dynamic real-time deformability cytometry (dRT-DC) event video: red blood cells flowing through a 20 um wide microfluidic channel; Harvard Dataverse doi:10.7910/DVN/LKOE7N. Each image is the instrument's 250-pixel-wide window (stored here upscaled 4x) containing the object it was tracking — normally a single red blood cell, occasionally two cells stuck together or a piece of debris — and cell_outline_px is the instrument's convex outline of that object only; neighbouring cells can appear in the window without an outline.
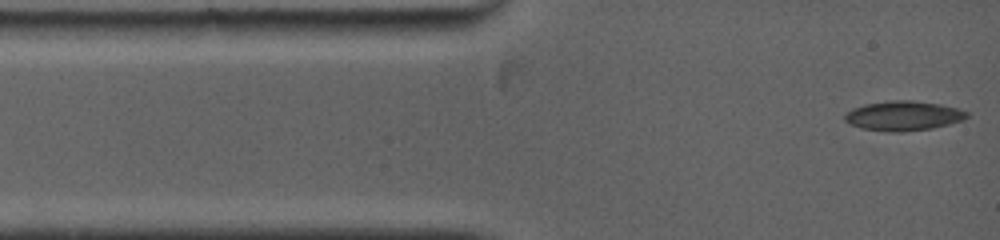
{"species": "common noctule bat (a hibernating species)", "species_latin": "Nyctalus noctula", "temperature_condition": "warm", "stored_images_in_passage": 4, "camera_frame_rate_fps": 5000, "um_per_image_px": 0.085, "animal": {"sex": "female", "body_mass_g": 19.0, "forearm_length_mm": 53.3}, "frame": {"image": 1, "passage_image": 1, "time_ms": 0.0, "image_size_px": [1000, 240], "cell_outline_px": [[968, 116], [964, 120], [932, 128], [904, 132], [888, 132], [860, 128], [848, 124], [844, 120], [844, 116], [852, 108], [864, 104], [892, 100], [912, 100], [940, 104], [956, 108], [968, 112]], "centroid_in_image_um": [76.76, 9.85], "position_along_channel_um": 8.2, "area_um2": 21.21}}
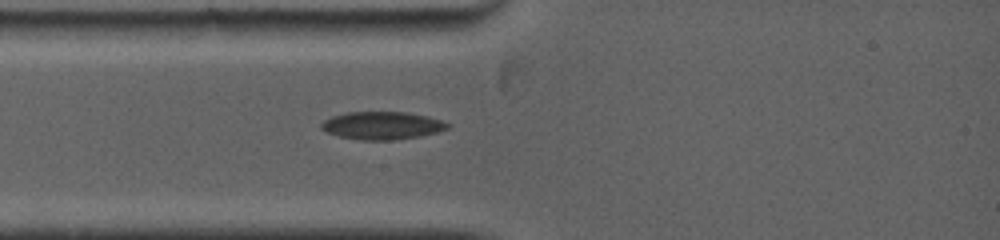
{"frame": {"image": 2, "passage_image": 4, "time_ms": 2.2, "image_size_px": [1000, 240], "cell_outline_px": [[452, 124], [448, 128], [436, 132], [420, 136], [392, 140], [360, 140], [340, 136], [328, 132], [320, 128], [320, 124], [324, 120], [332, 116], [348, 112], [408, 112], [428, 116]], "centroid_in_image_um": [32.49, 10.66], "position_along_channel_um": 52.5, "area_um2": 20.4}}